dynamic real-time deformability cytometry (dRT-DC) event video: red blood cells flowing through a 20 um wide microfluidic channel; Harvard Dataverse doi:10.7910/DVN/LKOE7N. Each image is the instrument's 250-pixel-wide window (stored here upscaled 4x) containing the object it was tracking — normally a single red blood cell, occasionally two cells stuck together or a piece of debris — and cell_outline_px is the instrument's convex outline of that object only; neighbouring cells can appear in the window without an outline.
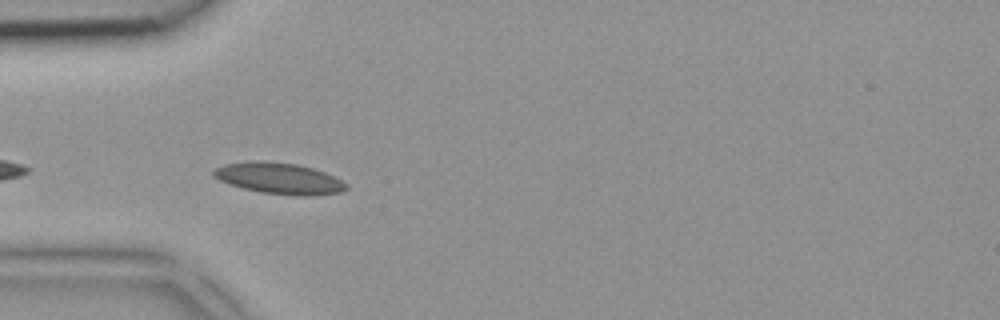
{"species": "common noctule bat (a hibernating species)", "species_latin": "Nyctalus noctula", "temperature_condition": "room temperature", "stored_images_in_passage": 4, "camera_frame_rate_fps": 3000, "um_per_image_px": 0.085, "animal": {"sex": "female", "body_mass_g": 18.4}, "frame": {"image": 1, "passage_image": 3, "time_ms": 0.667, "image_size_px": [1000, 320], "cell_outline_px": [[348, 188], [340, 192], [312, 196], [296, 196], [260, 192], [228, 184], [212, 176], [212, 168], [224, 164], [252, 160], [264, 160], [296, 164], [312, 168], [324, 172], [348, 184]], "centroid_in_image_um": [23.68, 15.15], "position_along_channel_um": 61.3, "area_um2": 24.33}}